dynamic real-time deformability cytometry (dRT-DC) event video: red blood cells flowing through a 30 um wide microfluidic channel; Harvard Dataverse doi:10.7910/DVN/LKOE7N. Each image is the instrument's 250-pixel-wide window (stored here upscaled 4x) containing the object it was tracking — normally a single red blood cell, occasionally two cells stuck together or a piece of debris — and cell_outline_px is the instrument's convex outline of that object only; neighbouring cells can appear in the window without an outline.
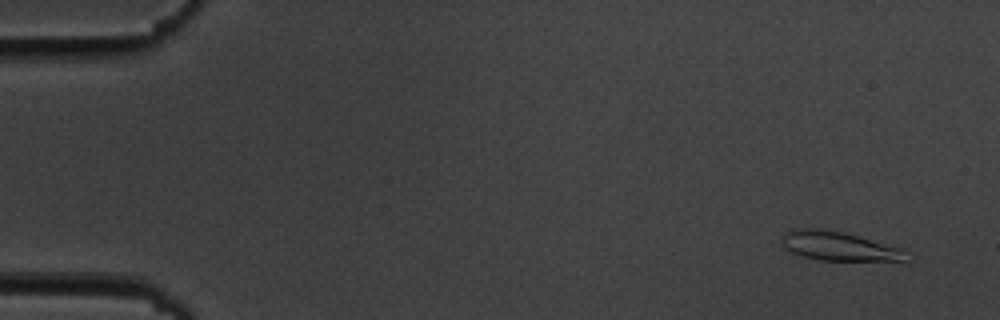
{"species": "common noctule bat (a hibernating species)", "species_latin": "Nyctalus noctula", "temperature_condition": "cold", "stored_images_in_passage": 54, "camera_frame_rate_fps": 3000, "um_per_image_px": 0.085, "animal": {"sex": "male", "body_mass_g": 19.5, "forearm_length_mm": 54.6}, "frame": {"image": 1, "passage_image": 3, "time_ms": 0.667, "image_size_px": [1000, 320], "cell_outline_px": [[908, 252], [904, 260], [820, 260], [800, 256], [784, 248], [784, 236], [788, 232], [800, 228], [812, 228], [844, 232], [904, 248]], "centroid_in_image_um": [71.35, 20.93], "position_along_channel_um": 13.7, "area_um2": 20.69}}
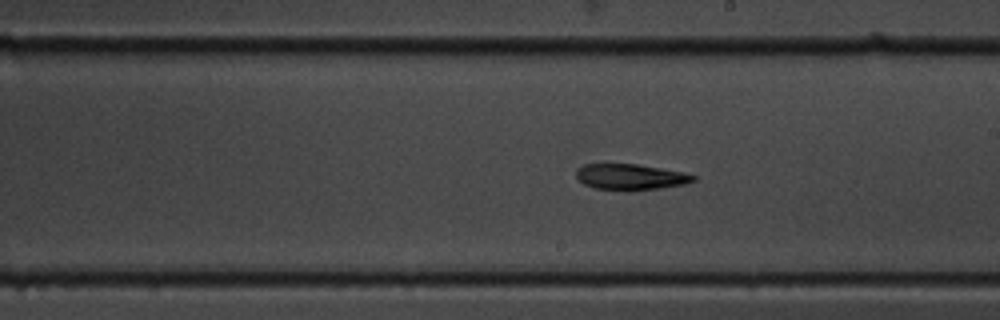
{"frame": {"image": 2, "passage_image": 31, "time_ms": 10.0, "image_size_px": [1000, 320], "cell_outline_px": [[696, 180], [684, 184], [660, 188], [632, 192], [624, 192], [592, 188], [584, 184], [576, 176], [576, 168], [584, 164], [636, 164], [684, 172], [696, 176]], "centroid_in_image_um": [53.56, 15.06], "position_along_channel_um": 235.4, "area_um2": 18.09}}
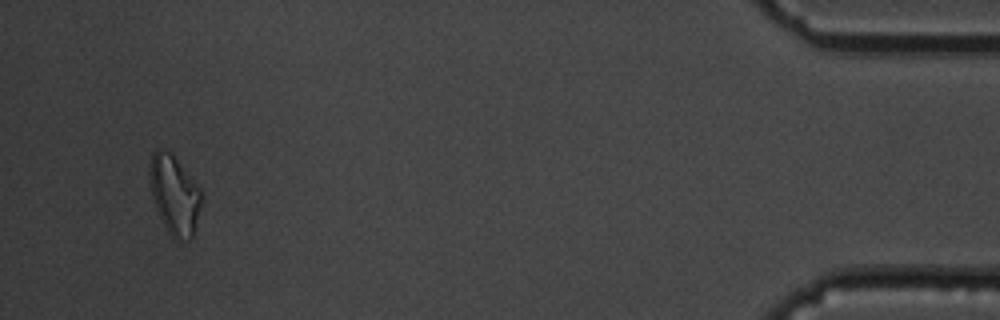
{"frame": {"image": 3, "passage_image": 52, "time_ms": 17.0, "image_size_px": [1000, 320], "cell_outline_px": [[204, 196], [192, 236], [188, 240], [176, 240], [168, 232], [156, 208], [152, 196], [148, 172], [152, 152], [156, 148], [164, 148], [172, 152], [200, 188]], "centroid_in_image_um": [14.83, 16.5], "position_along_channel_um": 420.4, "area_um2": 24.1}, "authors_computed_cell_mechanics": {"area_um2": 19.1607, "velocity_mm_per_s": 3.6618, "shape_relaxation_time_tau1_ms": 8.2027, "shape_relaxation_time_tau2_ms": 8.0073, "deformation_change_tau1": 0.1717, "deformation_change_tau2": 0.1854}}